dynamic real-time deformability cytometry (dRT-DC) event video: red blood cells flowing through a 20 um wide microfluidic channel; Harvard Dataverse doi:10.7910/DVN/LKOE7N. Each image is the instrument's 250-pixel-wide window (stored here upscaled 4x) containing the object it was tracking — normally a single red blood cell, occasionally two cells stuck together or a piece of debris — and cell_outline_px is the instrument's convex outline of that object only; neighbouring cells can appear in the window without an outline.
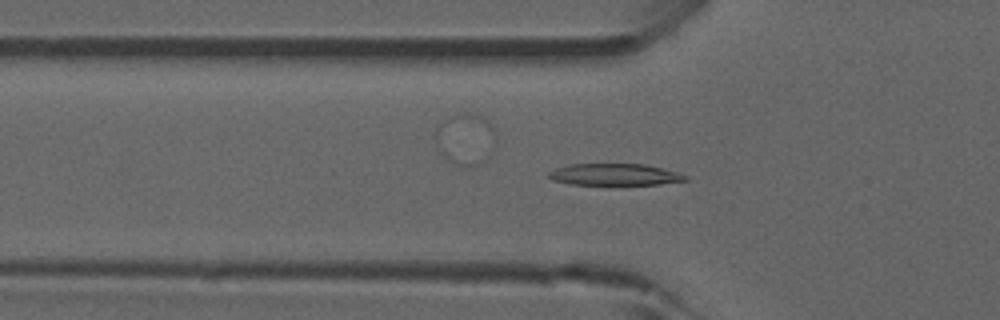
{"species": "common noctule bat (a hibernating species)", "species_latin": "Nyctalus noctula", "temperature_condition": "room temperature", "stored_images_in_passage": 52, "camera_frame_rate_fps": 3000, "um_per_image_px": 0.085, "animal": {"sex": "male", "forearm_length_mm": 52.5}, "frame": {"image": 1, "passage_image": 16, "time_ms": 5.0, "image_size_px": [1000, 320], "cell_outline_px": [[688, 180], [660, 184], [568, 184], [552, 180], [548, 176], [548, 172], [556, 168], [568, 164], [644, 164], [676, 172], [688, 176]], "centroid_in_image_um": [52.21, 14.83], "position_along_channel_um": 73.6, "area_um2": 17.11}}